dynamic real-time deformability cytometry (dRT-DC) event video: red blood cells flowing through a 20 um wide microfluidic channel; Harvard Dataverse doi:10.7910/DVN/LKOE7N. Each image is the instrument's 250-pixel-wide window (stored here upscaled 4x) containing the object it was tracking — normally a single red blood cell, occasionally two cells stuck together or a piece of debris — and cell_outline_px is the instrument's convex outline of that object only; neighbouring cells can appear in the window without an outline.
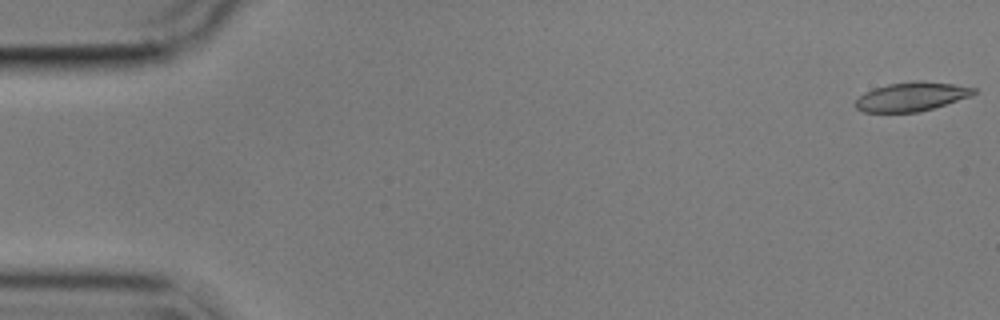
{"species": "common noctule bat (a hibernating species)", "species_latin": "Nyctalus noctula", "temperature_condition": "cold", "stored_images_in_passage": 13, "camera_frame_rate_fps": 3000, "um_per_image_px": 0.085, "animal": {"sex": "male", "body_mass_g": 17.9}, "frame": {"image": 1, "passage_image": 1, "time_ms": 0.0, "image_size_px": [1000, 320], "cell_outline_px": [[976, 92], [972, 96], [932, 108], [916, 112], [864, 112], [856, 108], [852, 104], [864, 92], [888, 84], [912, 80], [924, 80], [952, 84], [976, 88]], "centroid_in_image_um": [77.46, 8.2], "position_along_channel_um": 7.5, "area_um2": 20.0}}